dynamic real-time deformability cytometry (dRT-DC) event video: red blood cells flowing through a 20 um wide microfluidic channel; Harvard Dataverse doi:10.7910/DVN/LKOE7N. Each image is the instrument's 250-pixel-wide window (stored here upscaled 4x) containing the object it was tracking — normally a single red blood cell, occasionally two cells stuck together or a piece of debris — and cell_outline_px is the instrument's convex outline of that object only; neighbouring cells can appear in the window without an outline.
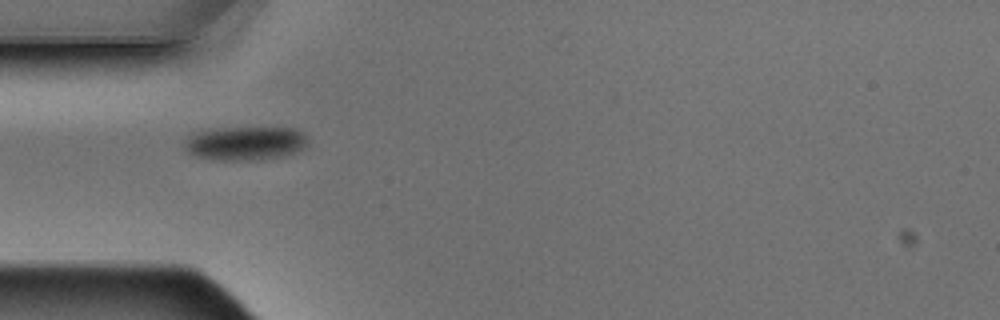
{"species": "Egyptian fruit bat (a non-hibernating species)", "species_latin": "Rousettus aegyptiacus", "temperature_condition": "warm", "stored_images_in_passage": 6, "camera_frame_rate_fps": 3000, "um_per_image_px": 0.085, "animal": {"sex": "male"}, "frame": {"image": 1, "passage_image": 5, "time_ms": 1.333, "image_size_px": [1000, 320], "cell_outline_px": [[308, 144], [304, 148], [296, 152], [280, 156], [232, 160], [224, 160], [196, 156], [188, 152], [184, 144], [184, 140], [192, 132], [200, 128], [296, 128], [304, 132], [308, 140]], "centroid_in_image_um": [20.81, 12.13], "position_along_channel_um": 64.2, "area_um2": 24.28}}
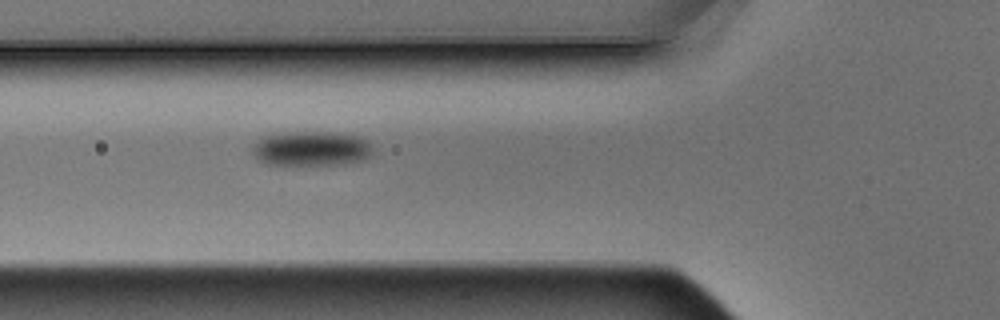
{"frame": {"image": 2, "passage_image": 6, "time_ms": 1.667, "image_size_px": [1000, 320], "cell_outline_px": [[372, 152], [364, 160], [344, 164], [264, 164], [256, 160], [252, 152], [252, 148], [260, 140], [268, 136], [284, 132], [336, 132], [360, 136], [372, 148]], "centroid_in_image_um": [26.46, 12.63], "position_along_channel_um": 99.3, "area_um2": 24.16}}